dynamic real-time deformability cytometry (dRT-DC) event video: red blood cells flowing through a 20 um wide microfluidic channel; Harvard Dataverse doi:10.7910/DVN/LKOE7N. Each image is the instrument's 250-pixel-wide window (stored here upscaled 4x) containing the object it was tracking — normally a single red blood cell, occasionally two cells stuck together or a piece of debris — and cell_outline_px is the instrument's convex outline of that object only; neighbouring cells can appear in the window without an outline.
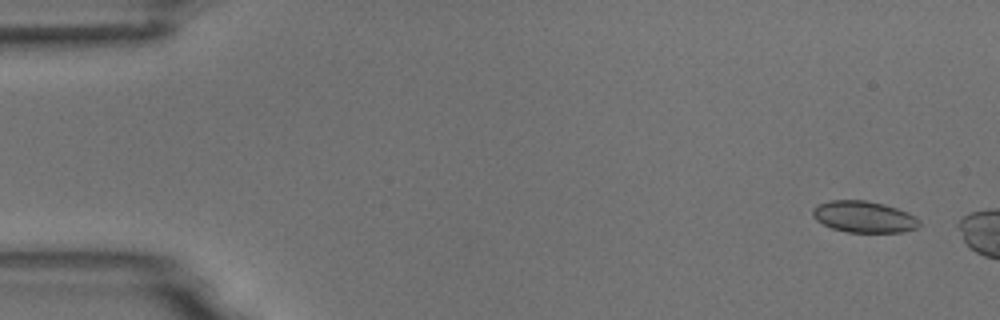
{"species": "common noctule bat (a hibernating species)", "species_latin": "Nyctalus noctula", "temperature_condition": "room temperature", "stored_images_in_passage": 3, "camera_frame_rate_fps": 3000, "um_per_image_px": 0.085, "animal": {"sex": "male", "body_mass_g": 18.8}, "frame": {"image": 1, "passage_image": 1, "time_ms": 0.0, "image_size_px": [1000, 320], "cell_outline_px": [[920, 224], [916, 228], [904, 232], [848, 232], [832, 228], [816, 220], [812, 216], [812, 208], [820, 204], [832, 200], [864, 200], [884, 204], [908, 212], [920, 220]], "centroid_in_image_um": [73.44, 18.43], "position_along_channel_um": 11.6, "area_um2": 19.48}}